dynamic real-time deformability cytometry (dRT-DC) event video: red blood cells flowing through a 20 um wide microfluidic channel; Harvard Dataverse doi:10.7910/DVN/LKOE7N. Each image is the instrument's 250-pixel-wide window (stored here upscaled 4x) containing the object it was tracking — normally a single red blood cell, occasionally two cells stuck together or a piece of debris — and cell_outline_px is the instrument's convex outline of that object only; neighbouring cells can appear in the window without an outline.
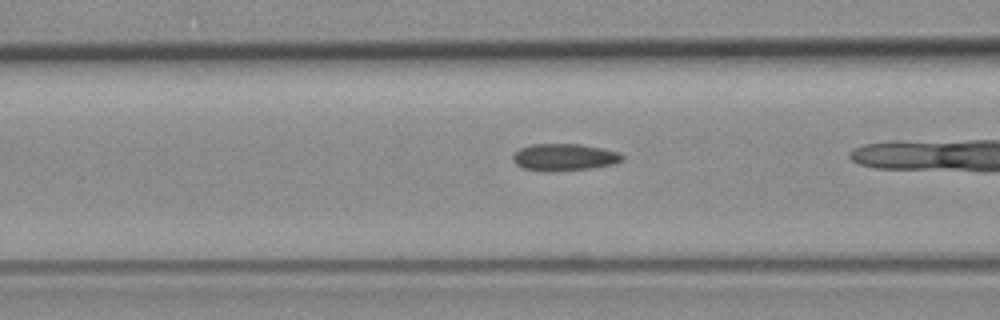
{"species": "common noctule bat (a hibernating species)", "species_latin": "Nyctalus noctula", "temperature_condition": "room temperature", "stored_images_in_passage": 31, "camera_frame_rate_fps": 3000, "um_per_image_px": 0.085, "animal": {"sex": "female", "body_mass_g": 19.3, "forearm_length_mm": 54.1}, "frame": {"image": 1, "passage_image": 10, "time_ms": 3.0, "image_size_px": [1000, 320], "cell_outline_px": [[624, 160], [616, 164], [592, 168], [548, 172], [544, 172], [524, 168], [516, 164], [512, 160], [512, 156], [520, 148], [532, 144], [580, 144], [620, 152], [624, 156]], "centroid_in_image_um": [47.99, 13.37], "position_along_channel_um": 118.6, "area_um2": 17.4}}
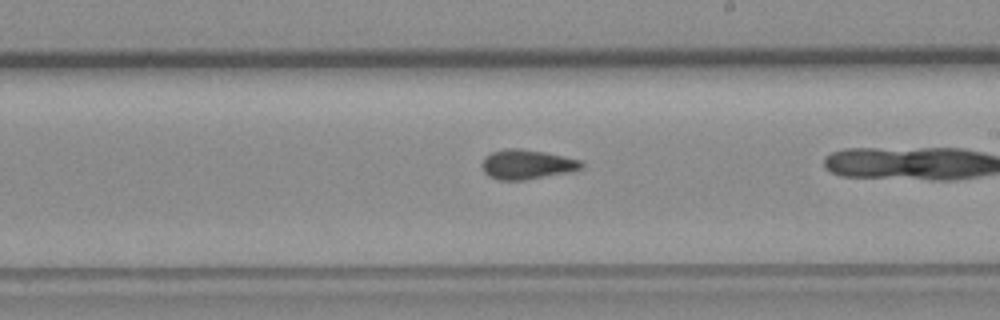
{"frame": {"image": 2, "passage_image": 20, "time_ms": 6.333, "image_size_px": [1000, 320], "cell_outline_px": [[584, 168], [572, 172], [524, 180], [500, 180], [488, 176], [484, 172], [484, 156], [492, 152], [508, 148], [520, 148], [544, 152], [580, 160], [584, 164]], "centroid_in_image_um": [44.83, 13.98], "position_along_channel_um": 244.2, "area_um2": 17.11}}
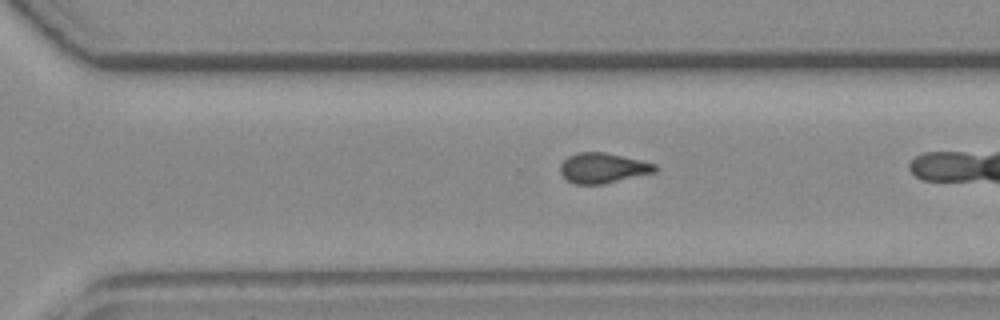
{"frame": {"image": 3, "passage_image": 26, "time_ms": 8.333, "image_size_px": [1000, 320], "cell_outline_px": [[656, 172], [604, 184], [576, 184], [568, 180], [560, 172], [560, 164], [568, 156], [576, 152], [604, 152], [640, 160], [656, 164]], "centroid_in_image_um": [51.23, 14.28], "position_along_channel_um": 319.4, "area_um2": 16.59}}